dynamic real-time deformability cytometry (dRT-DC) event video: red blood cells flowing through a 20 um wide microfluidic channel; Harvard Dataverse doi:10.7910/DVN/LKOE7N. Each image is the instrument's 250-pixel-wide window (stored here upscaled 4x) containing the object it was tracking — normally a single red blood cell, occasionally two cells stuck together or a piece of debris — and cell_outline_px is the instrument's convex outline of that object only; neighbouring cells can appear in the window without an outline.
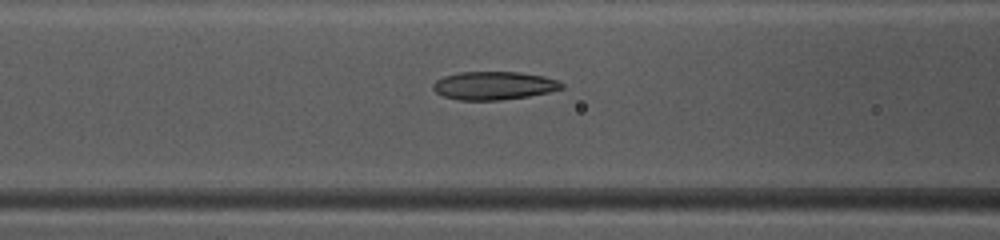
{"species": "common noctule bat (a hibernating species)", "species_latin": "Nyctalus noctula", "temperature_condition": "warm", "stored_images_in_passage": 48, "camera_frame_rate_fps": 3000, "um_per_image_px": 0.085, "animal": {"sex": "female", "body_mass_g": 10.0, "forearm_length_mm": 53.1}, "frame": {"image": 1, "passage_image": 20, "time_ms": 6.333, "image_size_px": [1000, 240], "cell_outline_px": [[564, 88], [548, 92], [528, 96], [500, 100], [460, 100], [444, 96], [436, 92], [432, 88], [432, 84], [436, 80], [444, 76], [460, 72], [520, 72], [544, 76], [556, 80], [564, 84]], "centroid_in_image_um": [41.97, 7.27], "position_along_channel_um": 124.6, "area_um2": 21.1}}
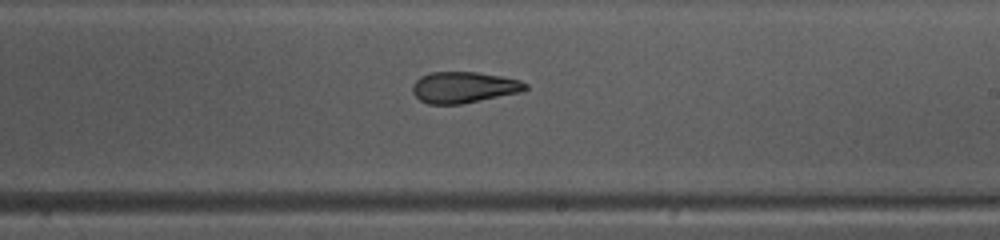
{"frame": {"image": 2, "passage_image": 29, "time_ms": 9.333, "image_size_px": [1000, 240], "cell_outline_px": [[528, 88], [520, 92], [460, 104], [428, 104], [420, 100], [412, 92], [412, 84], [420, 76], [432, 72], [476, 72], [500, 76], [520, 80], [528, 84]], "centroid_in_image_um": [39.4, 7.42], "position_along_channel_um": 249.6, "area_um2": 20.4}}
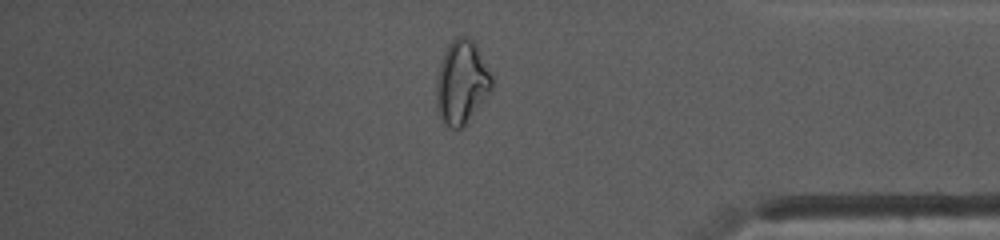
{"frame": {"image": 3, "passage_image": 41, "time_ms": 13.333, "image_size_px": [1000, 240], "cell_outline_px": [[492, 88], [464, 124], [460, 128], [452, 128], [444, 124], [436, 108], [436, 84], [440, 64], [444, 52], [448, 44], [456, 36], [464, 36], [472, 40], [476, 44], [492, 72]], "centroid_in_image_um": [39.23, 6.95], "position_along_channel_um": 396.0, "area_um2": 26.76}, "authors_computed_cell_mechanics": {"area_um2": 22.0796, "velocity_mm_per_s": 4.1559, "shape_relaxation_time_tau1_ms": 10.8122, "shape_relaxation_time_tau2_ms": 1.8768, "deformation_change_tau1": 0.2473, "deformation_change_tau2": 0.0927}}